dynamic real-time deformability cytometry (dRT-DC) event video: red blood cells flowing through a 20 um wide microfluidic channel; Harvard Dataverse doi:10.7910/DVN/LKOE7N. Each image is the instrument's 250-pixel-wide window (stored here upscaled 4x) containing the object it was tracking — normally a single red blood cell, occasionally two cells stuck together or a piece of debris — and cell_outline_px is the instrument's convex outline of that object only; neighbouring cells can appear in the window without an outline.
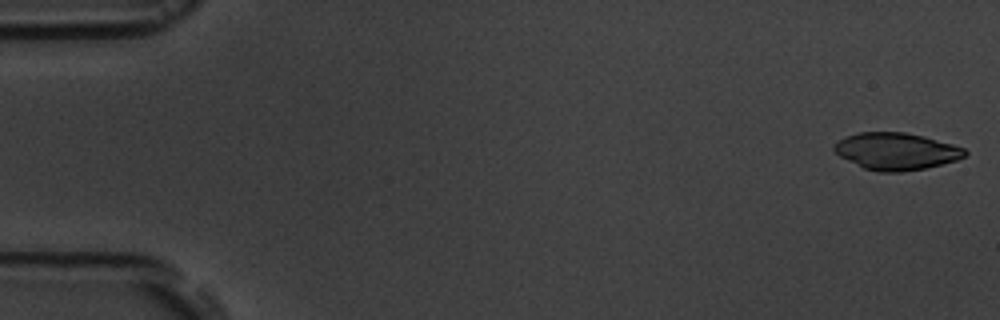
{"species": "common noctule bat (a hibernating species)", "species_latin": "Nyctalus noctula", "temperature_condition": "room temperature", "stored_images_in_passage": 5, "camera_frame_rate_fps": 3000, "um_per_image_px": 0.085, "animal": {"sex": "male", "body_mass_g": 19.5, "forearm_length_mm": 54.6}, "frame": {"image": 1, "passage_image": 1, "time_ms": 0.0, "image_size_px": [1000, 320], "cell_outline_px": [[968, 152], [964, 156], [956, 160], [924, 168], [900, 172], [880, 172], [864, 168], [840, 156], [832, 148], [844, 136], [860, 132], [904, 132], [924, 136], [952, 144], [964, 148]], "centroid_in_image_um": [76.17, 12.85], "position_along_channel_um": 8.8, "area_um2": 27.92}}